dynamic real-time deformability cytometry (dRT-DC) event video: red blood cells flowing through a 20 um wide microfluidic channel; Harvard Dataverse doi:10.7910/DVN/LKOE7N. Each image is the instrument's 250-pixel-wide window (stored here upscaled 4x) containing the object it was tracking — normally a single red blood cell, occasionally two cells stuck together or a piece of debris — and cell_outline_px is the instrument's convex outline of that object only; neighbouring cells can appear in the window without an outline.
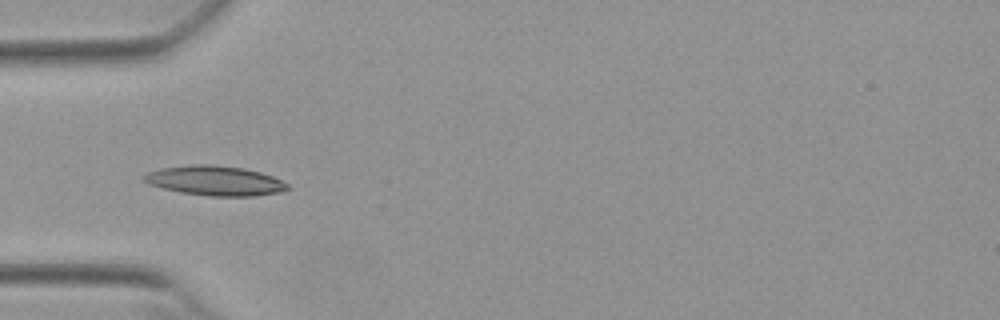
{"species": "Egyptian fruit bat (a non-hibernating species)", "species_latin": "Rousettus aegyptiacus", "temperature_condition": "warm", "stored_images_in_passage": 8, "camera_frame_rate_fps": 3000, "um_per_image_px": 0.085, "animal": {"sex": "female"}, "frame": {"image": 1, "passage_image": 1, "time_ms": 0.0, "image_size_px": [1000, 320], "cell_outline_px": [[288, 188], [280, 192], [256, 196], [208, 196], [180, 192], [148, 184], [144, 180], [144, 176], [148, 172], [160, 168], [192, 164], [212, 164], [244, 168], [260, 172], [272, 176], [288, 184]], "centroid_in_image_um": [18.27, 15.35], "position_along_channel_um": 66.7, "area_um2": 24.8}}
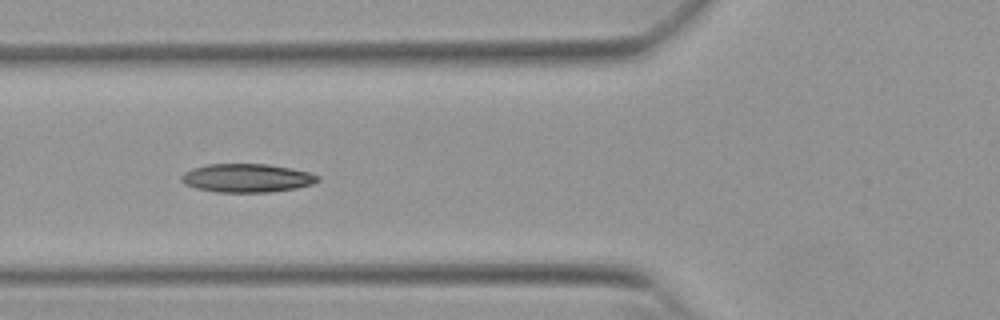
{"frame": {"image": 2, "passage_image": 4, "time_ms": 1.0, "image_size_px": [1000, 320], "cell_outline_px": [[320, 180], [312, 184], [296, 188], [268, 192], [216, 192], [196, 188], [184, 184], [180, 180], [180, 176], [184, 172], [192, 168], [208, 164], [268, 164], [292, 168], [308, 172], [320, 176]], "centroid_in_image_um": [20.97, 15.13], "position_along_channel_um": 104.8, "area_um2": 22.77}}